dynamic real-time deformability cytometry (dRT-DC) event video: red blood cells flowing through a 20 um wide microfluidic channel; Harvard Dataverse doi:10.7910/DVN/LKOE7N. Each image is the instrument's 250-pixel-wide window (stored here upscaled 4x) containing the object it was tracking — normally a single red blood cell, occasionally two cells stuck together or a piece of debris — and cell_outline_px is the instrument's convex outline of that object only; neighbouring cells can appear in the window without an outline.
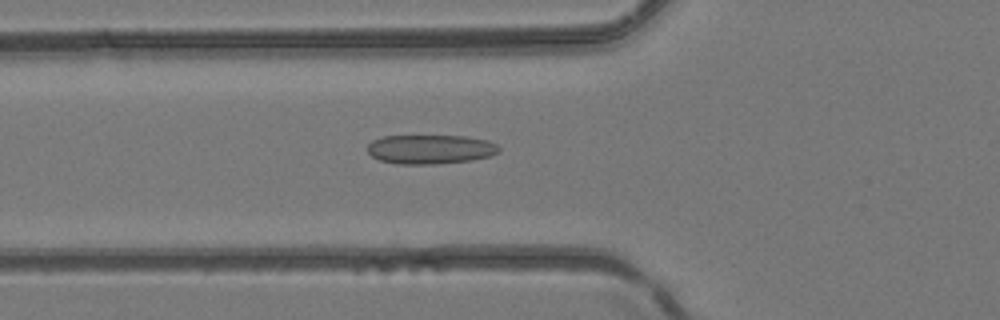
{"species": "common noctule bat (a hibernating species)", "species_latin": "Nyctalus noctula", "temperature_condition": "room temperature", "stored_images_in_passage": 48, "camera_frame_rate_fps": 3000, "um_per_image_px": 0.085, "animal": {"sex": "female", "body_mass_g": 24.6, "forearm_length_mm": 56.2}, "frame": {"image": 1, "passage_image": 18, "time_ms": 5.667, "image_size_px": [1000, 320], "cell_outline_px": [[500, 152], [492, 156], [472, 160], [436, 164], [396, 164], [380, 160], [372, 156], [368, 152], [368, 144], [372, 140], [384, 136], [464, 136], [488, 140], [496, 144], [500, 148]], "centroid_in_image_um": [36.6, 12.69], "position_along_channel_um": 89.2, "area_um2": 22.54}}
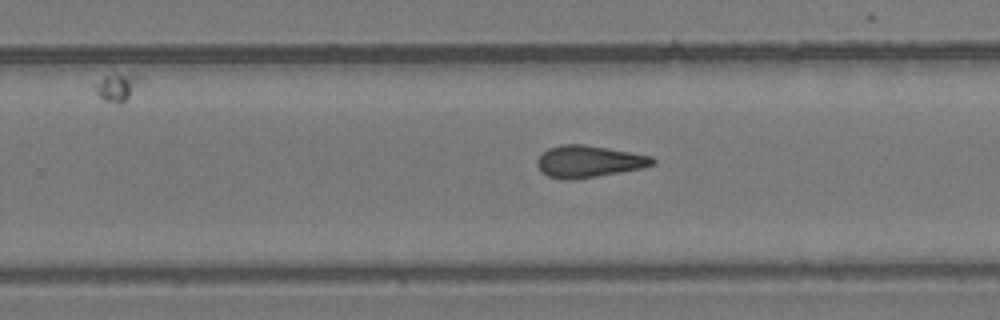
{"frame": {"image": 2, "passage_image": 31, "time_ms": 10.0, "image_size_px": [1000, 320], "cell_outline_px": [[656, 164], [640, 168], [620, 172], [576, 180], [564, 180], [548, 176], [540, 172], [536, 164], [536, 160], [548, 148], [560, 144], [584, 144], [608, 148], [652, 156], [656, 160]], "centroid_in_image_um": [50.02, 13.73], "position_along_channel_um": 279.8, "area_um2": 21.62}}
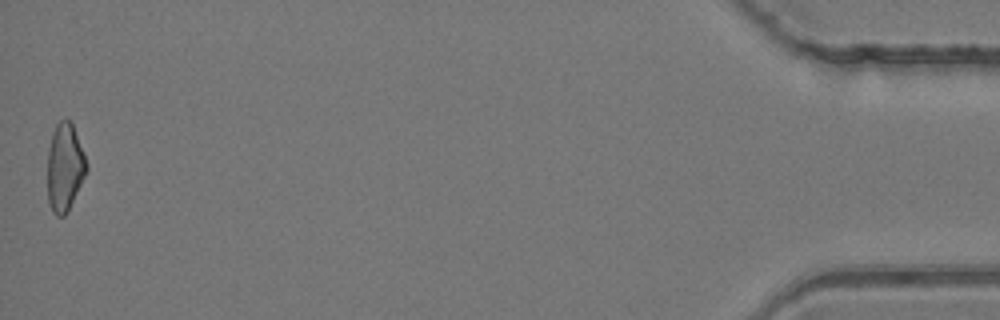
{"frame": {"image": 3, "passage_image": 48, "time_ms": 15.667, "image_size_px": [1000, 320], "cell_outline_px": [[88, 168], [68, 212], [64, 216], [56, 216], [52, 212], [48, 200], [48, 148], [52, 132], [56, 124], [64, 116], [72, 120], [88, 164]], "centroid_in_image_um": [5.51, 14.17], "position_along_channel_um": 429.7, "area_um2": 20.35}}